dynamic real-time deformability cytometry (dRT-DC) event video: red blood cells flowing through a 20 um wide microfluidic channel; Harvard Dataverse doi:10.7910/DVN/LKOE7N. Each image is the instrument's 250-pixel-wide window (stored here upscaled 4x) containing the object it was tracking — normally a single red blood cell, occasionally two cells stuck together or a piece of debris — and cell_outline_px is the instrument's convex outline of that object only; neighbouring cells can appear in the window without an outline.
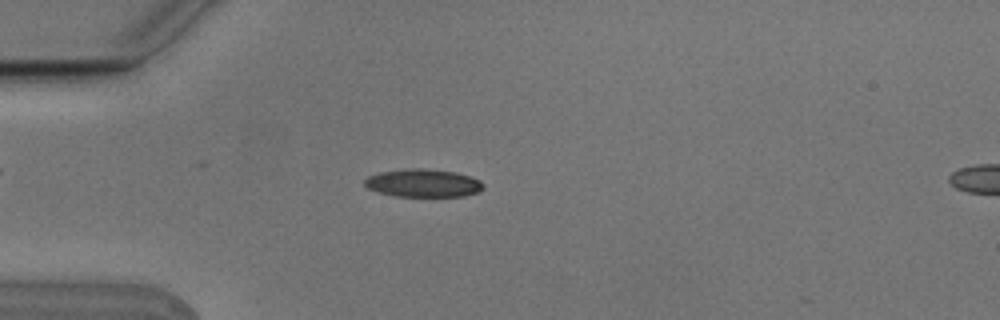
{"species": "Egyptian fruit bat (a non-hibernating species)", "species_latin": "Rousettus aegyptiacus", "temperature_condition": "cold", "stored_images_in_passage": 4, "camera_frame_rate_fps": 3000, "um_per_image_px": 0.085, "animal": {"sex": "male"}, "frame": {"image": 1, "passage_image": 3, "time_ms": 0.667, "image_size_px": [1000, 320], "cell_outline_px": [[484, 188], [480, 192], [464, 196], [396, 196], [376, 192], [368, 188], [364, 184], [364, 180], [368, 176], [380, 172], [404, 168], [424, 168], [456, 172], [472, 176], [480, 180], [484, 184]], "centroid_in_image_um": [35.99, 15.55], "position_along_channel_um": 49.0, "area_um2": 19.65}}